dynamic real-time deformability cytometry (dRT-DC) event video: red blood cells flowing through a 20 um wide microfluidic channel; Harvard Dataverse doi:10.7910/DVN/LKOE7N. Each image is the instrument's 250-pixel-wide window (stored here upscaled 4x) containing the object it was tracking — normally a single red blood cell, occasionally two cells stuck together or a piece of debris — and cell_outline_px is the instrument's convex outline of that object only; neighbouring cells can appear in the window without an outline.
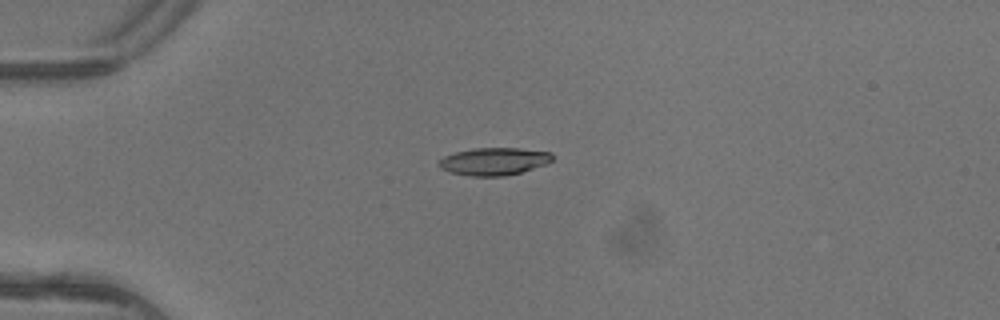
{"species": "common noctule bat (a hibernating species)", "species_latin": "Nyctalus noctula", "temperature_condition": "warm", "stored_images_in_passage": 6, "segment_of_instrument_passage": [1, 2], "camera_frame_rate_fps": 3000, "um_per_image_px": 0.085, "animal": {"sex": "female"}, "frame": {"image": 1, "passage_image": 4, "time_ms": 1.0, "image_size_px": [1000, 320], "cell_outline_px": [[552, 160], [548, 164], [520, 172], [504, 176], [472, 176], [448, 172], [440, 168], [440, 160], [444, 156], [456, 152], [472, 148], [520, 148], [552, 152]], "centroid_in_image_um": [42.01, 13.71], "position_along_channel_um": 43.0, "area_um2": 18.21}}